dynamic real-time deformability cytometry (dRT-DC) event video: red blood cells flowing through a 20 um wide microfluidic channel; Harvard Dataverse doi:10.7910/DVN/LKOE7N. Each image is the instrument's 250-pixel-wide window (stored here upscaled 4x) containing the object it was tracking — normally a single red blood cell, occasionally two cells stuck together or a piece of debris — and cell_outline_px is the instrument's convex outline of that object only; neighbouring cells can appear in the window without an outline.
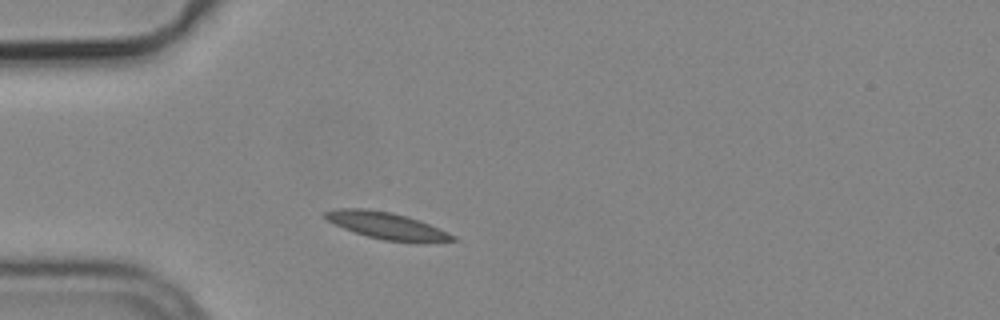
{"species": "common noctule bat (a hibernating species)", "species_latin": "Nyctalus noctula", "temperature_condition": "cold", "stored_images_in_passage": 1, "camera_frame_rate_fps": 3000, "um_per_image_px": 0.085, "animal": {"sex": "male", "body_mass_g": 19.2, "forearm_length_mm": 51.8}, "frame": {"image": 1, "passage_image": 1, "time_ms": 0.0, "image_size_px": [1000, 320], "cell_outline_px": [[460, 240], [384, 240], [368, 236], [344, 228], [320, 216], [324, 212], [336, 208], [364, 208], [388, 212], [408, 216], [420, 220], [440, 228], [456, 236]], "centroid_in_image_um": [32.8, 19.13], "position_along_channel_um": 52.2, "area_um2": 19.25}}